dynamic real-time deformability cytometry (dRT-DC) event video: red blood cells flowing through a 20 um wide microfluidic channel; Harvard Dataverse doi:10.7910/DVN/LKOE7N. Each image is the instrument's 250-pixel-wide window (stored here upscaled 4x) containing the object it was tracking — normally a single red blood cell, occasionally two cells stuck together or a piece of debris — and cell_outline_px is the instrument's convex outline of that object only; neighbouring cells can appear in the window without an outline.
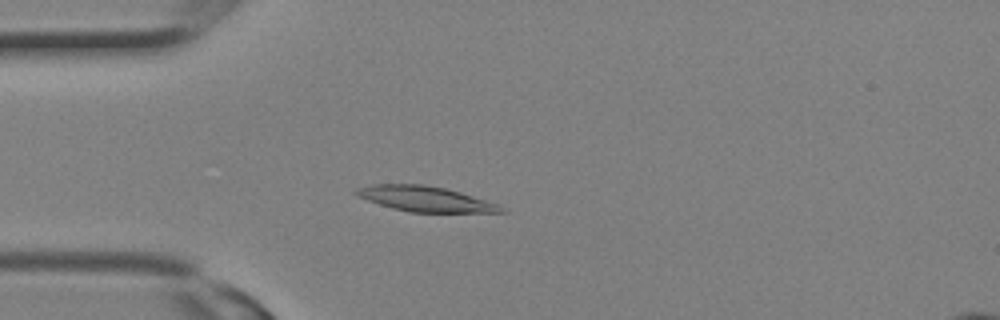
{"species": "Egyptian fruit bat (a non-hibernating species)", "species_latin": "Rousettus aegyptiacus", "temperature_condition": "room temperature", "stored_images_in_passage": 10, "camera_frame_rate_fps": 3000, "um_per_image_px": 0.085, "animal": {"sex": "female"}, "frame": {"image": 1, "passage_image": 4, "time_ms": 1.0, "image_size_px": [1000, 320], "cell_outline_px": [[508, 212], [412, 212], [392, 208], [368, 200], [352, 192], [356, 188], [372, 184], [424, 184], [444, 188], [460, 192], [500, 204]], "centroid_in_image_um": [36.17, 16.9], "position_along_channel_um": 48.8, "area_um2": 21.21}}
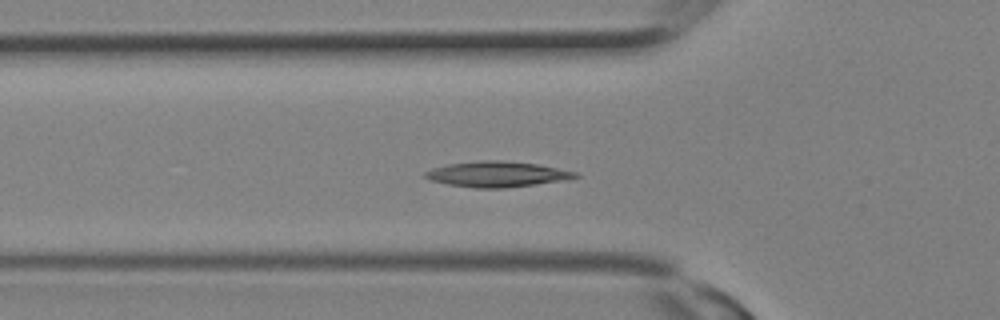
{"frame": {"image": 2, "passage_image": 6, "time_ms": 1.667, "image_size_px": [1000, 320], "cell_outline_px": [[580, 176], [568, 180], [504, 188], [476, 188], [448, 184], [432, 180], [424, 176], [424, 172], [432, 168], [448, 164], [480, 160], [500, 160], [536, 164], [576, 172]], "centroid_in_image_um": [42.25, 14.8], "position_along_channel_um": 83.5, "area_um2": 22.2}}
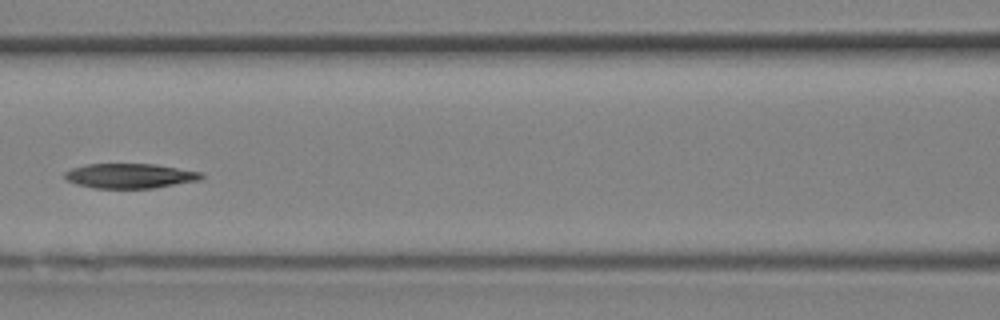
{"frame": {"image": 3, "passage_image": 9, "time_ms": 2.667, "image_size_px": [1000, 320], "cell_outline_px": [[204, 176], [200, 180], [152, 188], [96, 188], [76, 184], [68, 180], [64, 176], [64, 172], [72, 168], [84, 164], [156, 164], [200, 172]], "centroid_in_image_um": [11.02, 14.94], "position_along_channel_um": 155.6, "area_um2": 19.59}}